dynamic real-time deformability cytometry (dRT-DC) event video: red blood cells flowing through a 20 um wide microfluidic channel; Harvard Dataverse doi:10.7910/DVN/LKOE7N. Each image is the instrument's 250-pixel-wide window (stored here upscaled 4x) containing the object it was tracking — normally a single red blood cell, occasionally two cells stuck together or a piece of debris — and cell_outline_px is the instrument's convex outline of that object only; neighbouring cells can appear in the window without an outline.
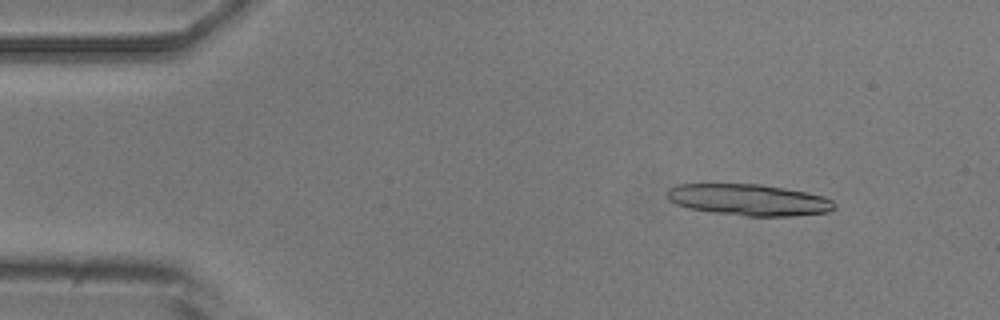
{"species": "common noctule bat (a hibernating species)", "species_latin": "Nyctalus noctula", "temperature_condition": "room temperature", "stored_images_in_passage": 5, "camera_frame_rate_fps": 3000, "um_per_image_px": 0.085, "animal": {"sex": "male", "body_mass_g": 20.5, "forearm_length_mm": 52.5}, "frame": {"image": 1, "passage_image": 2, "time_ms": 1.0, "image_size_px": [1000, 320], "cell_outline_px": [[836, 208], [828, 212], [792, 216], [744, 216], [712, 212], [688, 208], [676, 204], [668, 200], [668, 188], [676, 184], [760, 184], [784, 188], [824, 196], [832, 200], [836, 204]], "centroid_in_image_um": [63.65, 16.99], "position_along_channel_um": 21.3, "area_um2": 30.69}}